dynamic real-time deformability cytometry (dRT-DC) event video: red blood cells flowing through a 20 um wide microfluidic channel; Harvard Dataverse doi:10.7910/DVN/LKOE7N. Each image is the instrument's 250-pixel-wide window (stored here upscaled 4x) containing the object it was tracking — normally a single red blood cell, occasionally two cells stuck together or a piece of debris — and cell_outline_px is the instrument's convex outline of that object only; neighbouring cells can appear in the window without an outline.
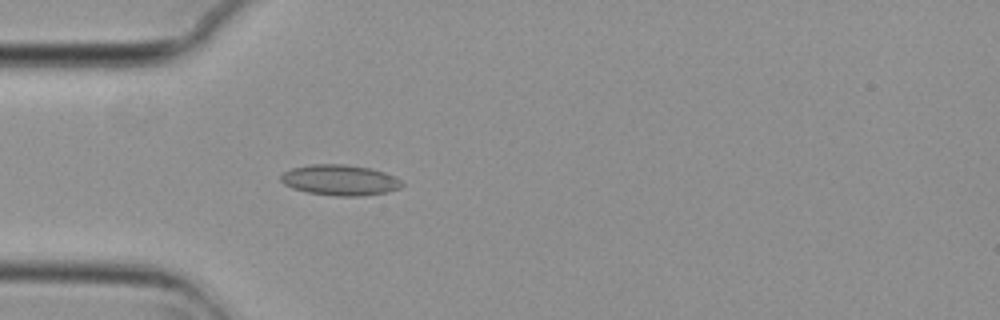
{"species": "common noctule bat (a hibernating species)", "species_latin": "Nyctalus noctula", "temperature_condition": "cold", "stored_images_in_passage": 1, "camera_frame_rate_fps": 3000, "um_per_image_px": 0.085, "animal": {"sex": "female", "body_mass_g": 29.2, "forearm_length_mm": 56.3}, "frame": {"image": 1, "passage_image": 1, "time_ms": 0.0, "image_size_px": [1000, 320], "cell_outline_px": [[404, 184], [400, 188], [388, 192], [360, 196], [336, 196], [308, 192], [292, 188], [284, 184], [280, 180], [280, 176], [284, 172], [292, 168], [312, 164], [344, 164], [368, 168], [384, 172], [396, 176]], "centroid_in_image_um": [28.91, 15.31], "position_along_channel_um": 56.1, "area_um2": 21.62}}